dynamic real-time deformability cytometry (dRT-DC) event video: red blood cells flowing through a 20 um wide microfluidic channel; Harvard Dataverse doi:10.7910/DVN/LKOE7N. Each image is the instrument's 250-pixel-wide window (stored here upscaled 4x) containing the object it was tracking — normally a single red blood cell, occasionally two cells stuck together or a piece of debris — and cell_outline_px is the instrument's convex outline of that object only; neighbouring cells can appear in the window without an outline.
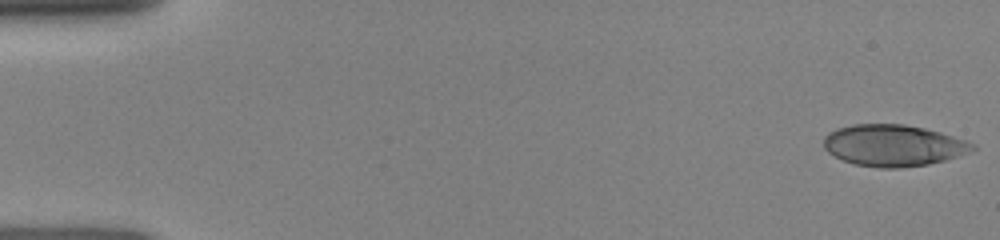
{"species": "human", "species_latin": "Homo sapiens", "temperature_condition": "room temperature", "stored_images_in_passage": 29, "camera_frame_rate_fps": 3000, "um_per_image_px": 0.085, "donor": {"sex": "female"}, "frame": {"image": 1, "passage_image": 1, "time_ms": 0.0, "image_size_px": [1000, 240], "cell_outline_px": [[976, 148], [972, 152], [944, 160], [928, 164], [900, 168], [880, 168], [856, 164], [844, 160], [828, 152], [824, 148], [824, 136], [828, 132], [836, 128], [852, 124], [904, 124], [924, 128], [940, 132], [976, 144]], "centroid_in_image_um": [75.94, 12.35], "position_along_channel_um": 9.1, "area_um2": 36.01}}
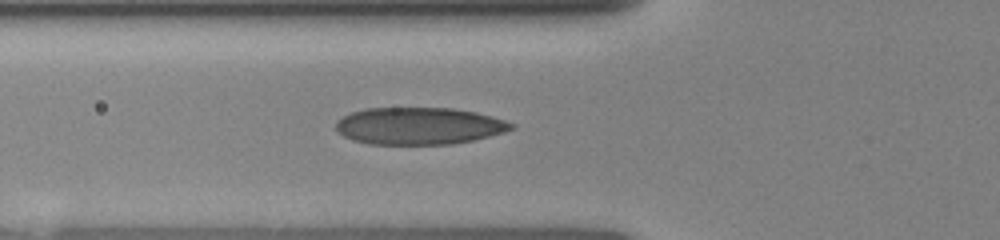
{"frame": {"image": 2, "passage_image": 20, "time_ms": 5.333, "image_size_px": [1000, 240], "cell_outline_px": [[516, 128], [504, 132], [472, 140], [452, 144], [368, 144], [352, 140], [344, 136], [336, 128], [336, 120], [352, 112], [364, 108], [452, 108], [476, 112], [492, 116], [516, 124]], "centroid_in_image_um": [35.62, 10.7], "position_along_channel_um": 90.2, "area_um2": 37.97}}
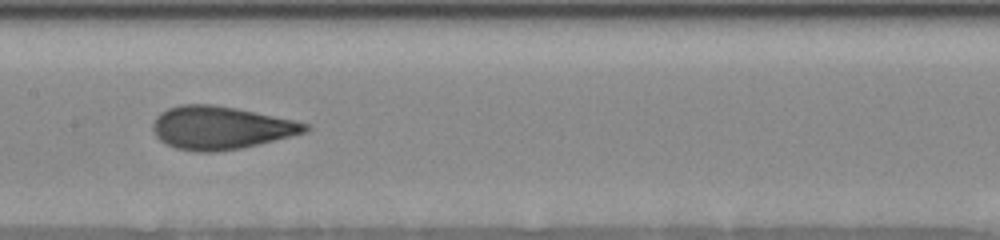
{"frame": {"image": 3, "passage_image": 28, "time_ms": 7.667, "image_size_px": [1000, 240], "cell_outline_px": [[312, 128], [304, 132], [240, 148], [216, 152], [196, 152], [176, 148], [160, 140], [156, 136], [152, 128], [152, 124], [156, 116], [160, 112], [168, 108], [180, 104], [212, 104], [236, 108], [296, 120], [312, 124]], "centroid_in_image_um": [18.74, 10.84], "position_along_channel_um": 188.7, "area_um2": 38.09}}